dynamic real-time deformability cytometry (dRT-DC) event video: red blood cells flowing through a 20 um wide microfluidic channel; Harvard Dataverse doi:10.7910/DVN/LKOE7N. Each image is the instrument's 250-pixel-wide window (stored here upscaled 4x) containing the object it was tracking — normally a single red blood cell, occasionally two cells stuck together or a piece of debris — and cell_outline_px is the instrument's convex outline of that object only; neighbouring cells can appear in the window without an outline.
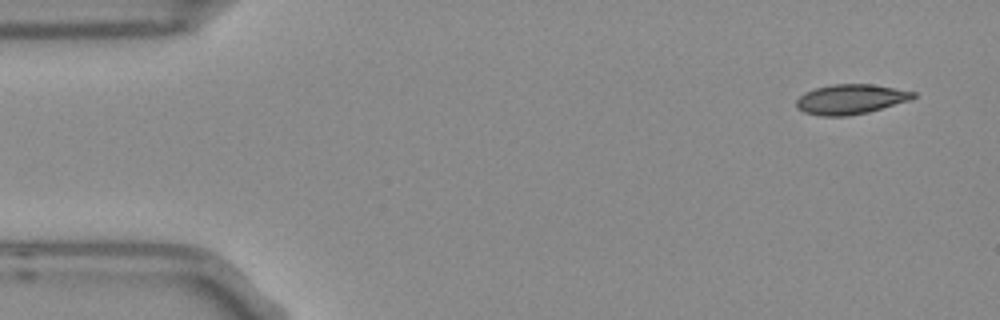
{"species": "Egyptian fruit bat (a non-hibernating species)", "species_latin": "Rousettus aegyptiacus", "temperature_condition": "room temperature", "stored_images_in_passage": 4, "camera_frame_rate_fps": 3000, "um_per_image_px": 0.085, "frame": {"image": 1, "passage_image": 1, "time_ms": 0.0, "image_size_px": [1000, 320], "cell_outline_px": [[916, 96], [912, 100], [868, 112], [848, 116], [820, 116], [804, 112], [796, 108], [796, 100], [804, 92], [816, 88], [832, 84], [872, 84], [916, 92]], "centroid_in_image_um": [72.3, 8.44], "position_along_channel_um": 12.7, "area_um2": 20.46}}